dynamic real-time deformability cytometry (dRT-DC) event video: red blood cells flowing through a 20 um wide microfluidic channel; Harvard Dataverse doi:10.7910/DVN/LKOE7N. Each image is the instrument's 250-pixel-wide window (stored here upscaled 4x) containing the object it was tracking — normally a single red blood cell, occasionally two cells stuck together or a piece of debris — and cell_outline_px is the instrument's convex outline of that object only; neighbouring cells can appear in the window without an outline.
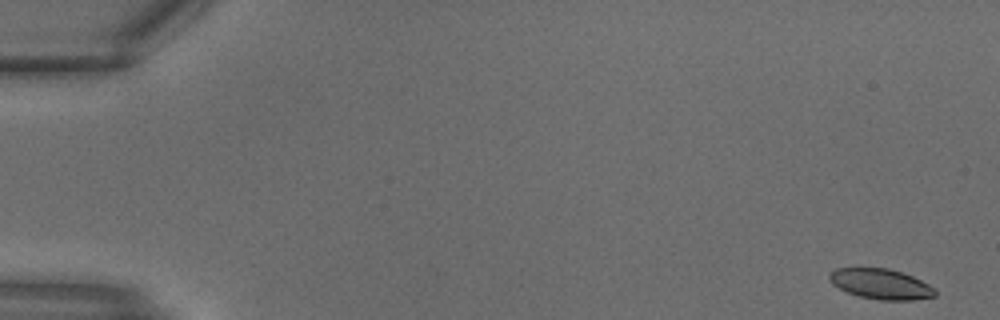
{"species": "common noctule bat (a hibernating species)", "species_latin": "Nyctalus noctula", "temperature_condition": "warm", "stored_images_in_passage": 15, "camera_frame_rate_fps": 3000, "um_per_image_px": 0.085, "animal": {"sex": "male", "body_mass_g": 18.8}, "frame": {"image": 1, "passage_image": 1, "time_ms": 0.0, "image_size_px": [1000, 320], "cell_outline_px": [[936, 296], [912, 300], [880, 300], [860, 296], [848, 292], [832, 284], [828, 276], [836, 268], [888, 268], [912, 276], [936, 288]], "centroid_in_image_um": [74.89, 24.14], "position_along_channel_um": 10.1, "area_um2": 18.5}}
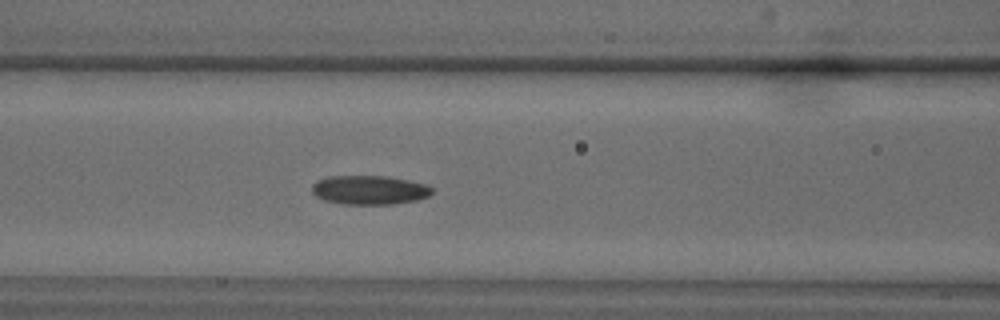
{"frame": {"image": 2, "passage_image": 13, "time_ms": 4.0, "image_size_px": [1000, 320], "cell_outline_px": [[432, 192], [428, 196], [416, 200], [392, 204], [340, 204], [324, 200], [316, 196], [312, 192], [312, 184], [316, 180], [328, 176], [388, 176], [408, 180], [424, 184], [432, 188]], "centroid_in_image_um": [31.35, 16.14], "position_along_channel_um": 135.2, "area_um2": 20.35}}
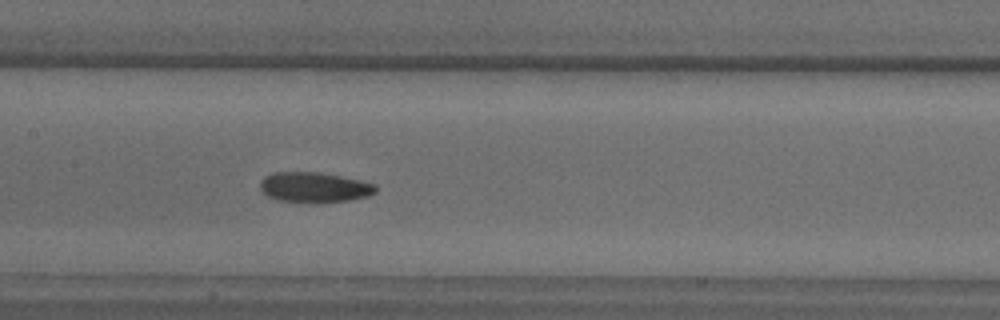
{"frame": {"image": 3, "passage_image": 15, "time_ms": 4.667, "image_size_px": [1000, 320], "cell_outline_px": [[376, 192], [368, 196], [348, 200], [276, 200], [268, 196], [260, 188], [260, 180], [264, 176], [272, 172], [320, 172], [360, 180], [376, 184]], "centroid_in_image_um": [26.7, 15.87], "position_along_channel_um": 180.7, "area_um2": 19.65}}